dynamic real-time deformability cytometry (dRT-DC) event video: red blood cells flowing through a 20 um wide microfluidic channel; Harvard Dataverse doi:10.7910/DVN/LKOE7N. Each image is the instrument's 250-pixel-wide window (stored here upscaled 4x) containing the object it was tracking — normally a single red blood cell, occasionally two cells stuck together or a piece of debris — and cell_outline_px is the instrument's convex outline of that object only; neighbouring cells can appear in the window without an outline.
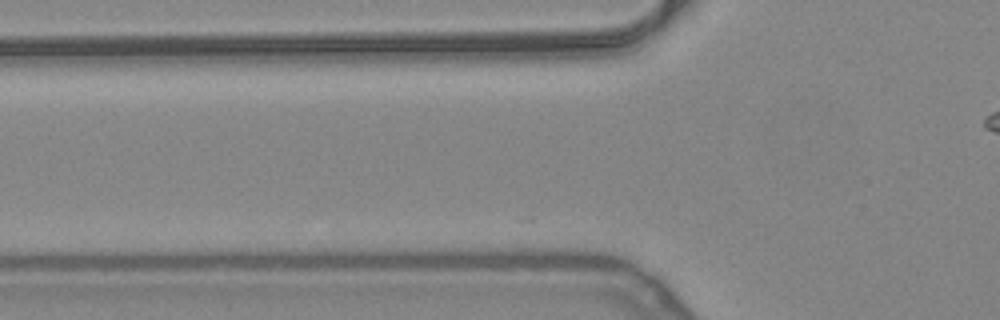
{"species": "common noctule bat (a hibernating species)", "species_latin": "Nyctalus noctula", "temperature_condition": "warm", "stored_images_in_passage": 4, "camera_frame_rate_fps": 3000, "um_per_image_px": 0.085, "animal": {"sex": "female", "body_mass_g": 24.6, "forearm_length_mm": 56.2}, "frame": {"image": 1, "passage_image": 3, "time_ms": 0.667, "image_size_px": [1000, 320], "cell_outline_px": [[572, 212], [536, 220], [516, 220], [448, 212], [440, 208], [440, 204], [452, 200], [552, 200], [572, 204]], "centroid_in_image_um": [43.25, 17.73], "position_along_channel_um": 82.5, "area_um2": 15.03}}